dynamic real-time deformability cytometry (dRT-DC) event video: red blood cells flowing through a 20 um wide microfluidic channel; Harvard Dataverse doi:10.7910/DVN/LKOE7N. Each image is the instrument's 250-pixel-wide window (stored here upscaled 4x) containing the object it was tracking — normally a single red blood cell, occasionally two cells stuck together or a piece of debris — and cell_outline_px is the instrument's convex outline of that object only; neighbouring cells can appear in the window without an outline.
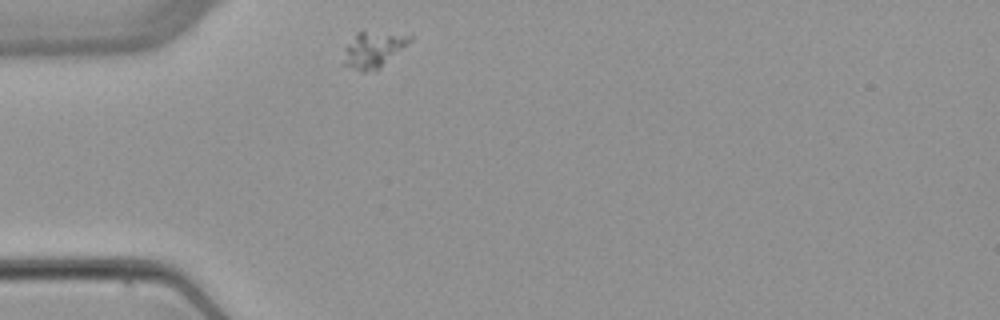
{"species": "common noctule bat (a hibernating species)", "species_latin": "Nyctalus noctula", "temperature_condition": "warm", "stored_images_in_passage": 2, "camera_frame_rate_fps": 3000, "um_per_image_px": 0.085, "animal": {"sex": "female", "body_mass_g": 22.7, "forearm_length_mm": 54.2}, "frame": {"image": 1, "passage_image": 1, "time_ms": 0.0, "image_size_px": [1000, 320], "cell_outline_px": [[412, 40], [408, 44], [380, 68], [364, 72], [360, 72], [344, 64], [344, 48], [356, 32], [364, 32], [412, 36]], "centroid_in_image_um": [31.7, 4.25], "position_along_channel_um": 53.3, "area_um2": 13.47}}